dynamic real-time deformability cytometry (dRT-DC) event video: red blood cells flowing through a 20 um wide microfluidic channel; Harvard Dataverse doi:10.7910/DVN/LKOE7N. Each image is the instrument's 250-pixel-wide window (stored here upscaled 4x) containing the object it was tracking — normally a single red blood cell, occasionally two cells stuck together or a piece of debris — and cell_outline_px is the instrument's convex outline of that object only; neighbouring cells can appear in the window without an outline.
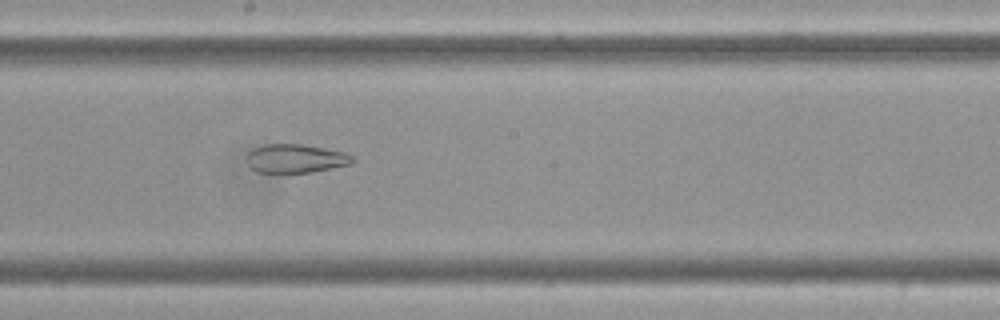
{"species": "Egyptian fruit bat (a non-hibernating species)", "species_latin": "Rousettus aegyptiacus", "temperature_condition": "cold", "stored_images_in_passage": 59, "camera_frame_rate_fps": 3000, "um_per_image_px": 0.085, "frame": {"image": 1, "passage_image": 33, "time_ms": 10.667, "image_size_px": [1000, 320], "cell_outline_px": [[356, 160], [352, 164], [312, 172], [256, 172], [248, 164], [248, 152], [252, 148], [264, 144], [300, 144], [324, 148], [344, 152], [352, 156]], "centroid_in_image_um": [25.14, 13.47], "position_along_channel_um": 223.1, "area_um2": 17.63}}
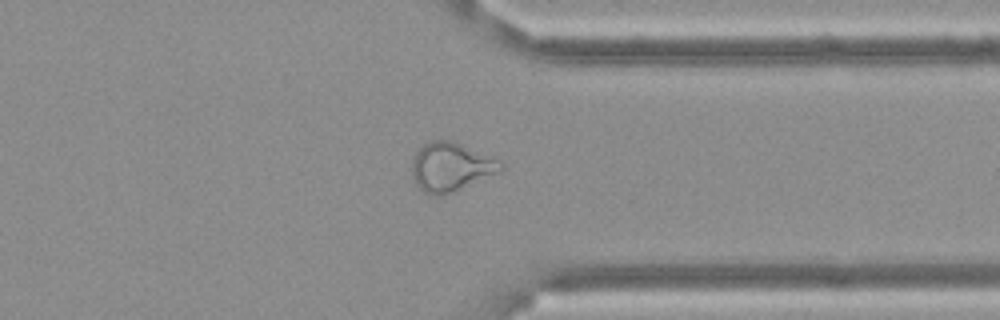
{"frame": {"image": 2, "passage_image": 46, "time_ms": 15.0, "image_size_px": [1000, 320], "cell_outline_px": [[504, 168], [496, 172], [452, 192], [440, 196], [432, 196], [424, 192], [416, 184], [412, 172], [412, 164], [416, 152], [424, 144], [432, 140], [448, 140], [460, 144], [500, 160], [504, 164]], "centroid_in_image_um": [38.29, 14.19], "position_along_channel_um": 373.1, "area_um2": 24.62}}
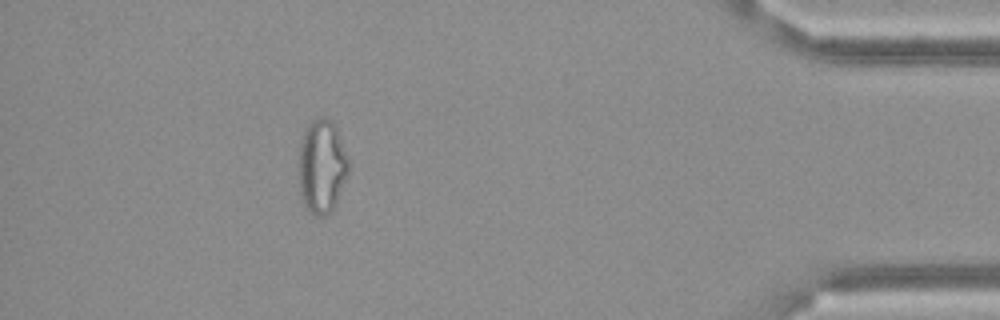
{"frame": {"image": 3, "passage_image": 53, "time_ms": 17.333, "image_size_px": [1000, 320], "cell_outline_px": [[348, 172], [336, 204], [324, 216], [316, 216], [304, 208], [300, 196], [300, 144], [304, 128], [308, 120], [316, 116], [324, 116], [332, 120], [336, 128], [348, 160]], "centroid_in_image_um": [27.33, 14.1], "position_along_channel_um": 407.9, "area_um2": 27.28}, "authors_computed_cell_mechanics": {"area_um2": 26.4724, "velocity_mm_per_s": 3.4992, "shape_relaxation_time_tau1_ms": null, "shape_relaxation_time_tau2_ms": 1.8801, "deformation_change_tau1": null, "deformation_change_tau2": 0.1005}}